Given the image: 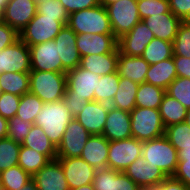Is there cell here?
<instances>
[{"mask_svg": "<svg viewBox=\"0 0 190 190\" xmlns=\"http://www.w3.org/2000/svg\"><path fill=\"white\" fill-rule=\"evenodd\" d=\"M76 46L80 56L112 53L118 47V39L114 35L77 34Z\"/></svg>", "mask_w": 190, "mask_h": 190, "instance_id": "obj_17", "label": "cell"}, {"mask_svg": "<svg viewBox=\"0 0 190 190\" xmlns=\"http://www.w3.org/2000/svg\"><path fill=\"white\" fill-rule=\"evenodd\" d=\"M119 74L118 71L101 76L97 85V92H94V101L111 104L114 95L118 90Z\"/></svg>", "mask_w": 190, "mask_h": 190, "instance_id": "obj_35", "label": "cell"}, {"mask_svg": "<svg viewBox=\"0 0 190 190\" xmlns=\"http://www.w3.org/2000/svg\"><path fill=\"white\" fill-rule=\"evenodd\" d=\"M123 172L139 187L142 185L160 183L167 178L159 167L146 164L142 156L132 162Z\"/></svg>", "mask_w": 190, "mask_h": 190, "instance_id": "obj_22", "label": "cell"}, {"mask_svg": "<svg viewBox=\"0 0 190 190\" xmlns=\"http://www.w3.org/2000/svg\"><path fill=\"white\" fill-rule=\"evenodd\" d=\"M176 67L173 57L159 63L149 65L146 74V83L167 90L169 84L176 78Z\"/></svg>", "mask_w": 190, "mask_h": 190, "instance_id": "obj_27", "label": "cell"}, {"mask_svg": "<svg viewBox=\"0 0 190 190\" xmlns=\"http://www.w3.org/2000/svg\"><path fill=\"white\" fill-rule=\"evenodd\" d=\"M185 122L190 126V108L187 109V114H186Z\"/></svg>", "mask_w": 190, "mask_h": 190, "instance_id": "obj_60", "label": "cell"}, {"mask_svg": "<svg viewBox=\"0 0 190 190\" xmlns=\"http://www.w3.org/2000/svg\"><path fill=\"white\" fill-rule=\"evenodd\" d=\"M172 177L184 183L190 189V160H178Z\"/></svg>", "mask_w": 190, "mask_h": 190, "instance_id": "obj_49", "label": "cell"}, {"mask_svg": "<svg viewBox=\"0 0 190 190\" xmlns=\"http://www.w3.org/2000/svg\"><path fill=\"white\" fill-rule=\"evenodd\" d=\"M8 120L0 115V139L7 137Z\"/></svg>", "mask_w": 190, "mask_h": 190, "instance_id": "obj_54", "label": "cell"}, {"mask_svg": "<svg viewBox=\"0 0 190 190\" xmlns=\"http://www.w3.org/2000/svg\"><path fill=\"white\" fill-rule=\"evenodd\" d=\"M73 118L61 99L51 103H44L36 116L34 124L40 126L49 137V140L58 147L66 127Z\"/></svg>", "mask_w": 190, "mask_h": 190, "instance_id": "obj_1", "label": "cell"}, {"mask_svg": "<svg viewBox=\"0 0 190 190\" xmlns=\"http://www.w3.org/2000/svg\"><path fill=\"white\" fill-rule=\"evenodd\" d=\"M7 2H8V0H0V9L2 11H4Z\"/></svg>", "mask_w": 190, "mask_h": 190, "instance_id": "obj_59", "label": "cell"}, {"mask_svg": "<svg viewBox=\"0 0 190 190\" xmlns=\"http://www.w3.org/2000/svg\"><path fill=\"white\" fill-rule=\"evenodd\" d=\"M139 84L125 77H119V85L110 106L131 112L135 107L136 93Z\"/></svg>", "mask_w": 190, "mask_h": 190, "instance_id": "obj_28", "label": "cell"}, {"mask_svg": "<svg viewBox=\"0 0 190 190\" xmlns=\"http://www.w3.org/2000/svg\"><path fill=\"white\" fill-rule=\"evenodd\" d=\"M66 11L71 14L76 11L93 8L100 4L99 0H59Z\"/></svg>", "mask_w": 190, "mask_h": 190, "instance_id": "obj_47", "label": "cell"}, {"mask_svg": "<svg viewBox=\"0 0 190 190\" xmlns=\"http://www.w3.org/2000/svg\"><path fill=\"white\" fill-rule=\"evenodd\" d=\"M49 161L50 159L46 155L21 145L18 165L30 176L35 175Z\"/></svg>", "mask_w": 190, "mask_h": 190, "instance_id": "obj_34", "label": "cell"}, {"mask_svg": "<svg viewBox=\"0 0 190 190\" xmlns=\"http://www.w3.org/2000/svg\"><path fill=\"white\" fill-rule=\"evenodd\" d=\"M178 160H190V145L181 146L178 152Z\"/></svg>", "mask_w": 190, "mask_h": 190, "instance_id": "obj_53", "label": "cell"}, {"mask_svg": "<svg viewBox=\"0 0 190 190\" xmlns=\"http://www.w3.org/2000/svg\"><path fill=\"white\" fill-rule=\"evenodd\" d=\"M161 190H190L184 183L170 176L161 182Z\"/></svg>", "mask_w": 190, "mask_h": 190, "instance_id": "obj_52", "label": "cell"}, {"mask_svg": "<svg viewBox=\"0 0 190 190\" xmlns=\"http://www.w3.org/2000/svg\"><path fill=\"white\" fill-rule=\"evenodd\" d=\"M37 13L44 17L55 18L56 21L69 19V13L59 0H38Z\"/></svg>", "mask_w": 190, "mask_h": 190, "instance_id": "obj_41", "label": "cell"}, {"mask_svg": "<svg viewBox=\"0 0 190 190\" xmlns=\"http://www.w3.org/2000/svg\"><path fill=\"white\" fill-rule=\"evenodd\" d=\"M166 93L177 99L187 109L190 108V78L176 77L169 84Z\"/></svg>", "mask_w": 190, "mask_h": 190, "instance_id": "obj_42", "label": "cell"}, {"mask_svg": "<svg viewBox=\"0 0 190 190\" xmlns=\"http://www.w3.org/2000/svg\"><path fill=\"white\" fill-rule=\"evenodd\" d=\"M3 22V11L0 9V23Z\"/></svg>", "mask_w": 190, "mask_h": 190, "instance_id": "obj_61", "label": "cell"}, {"mask_svg": "<svg viewBox=\"0 0 190 190\" xmlns=\"http://www.w3.org/2000/svg\"><path fill=\"white\" fill-rule=\"evenodd\" d=\"M143 142L134 137L109 141L107 168L123 172L132 162L142 156Z\"/></svg>", "mask_w": 190, "mask_h": 190, "instance_id": "obj_8", "label": "cell"}, {"mask_svg": "<svg viewBox=\"0 0 190 190\" xmlns=\"http://www.w3.org/2000/svg\"><path fill=\"white\" fill-rule=\"evenodd\" d=\"M170 11L181 21H190V0H168Z\"/></svg>", "mask_w": 190, "mask_h": 190, "instance_id": "obj_46", "label": "cell"}, {"mask_svg": "<svg viewBox=\"0 0 190 190\" xmlns=\"http://www.w3.org/2000/svg\"><path fill=\"white\" fill-rule=\"evenodd\" d=\"M109 104L89 101L85 108L74 118L91 134L102 135L106 118L109 112Z\"/></svg>", "mask_w": 190, "mask_h": 190, "instance_id": "obj_18", "label": "cell"}, {"mask_svg": "<svg viewBox=\"0 0 190 190\" xmlns=\"http://www.w3.org/2000/svg\"><path fill=\"white\" fill-rule=\"evenodd\" d=\"M99 1L101 5L106 6L108 4H111L113 2L120 1V0H99Z\"/></svg>", "mask_w": 190, "mask_h": 190, "instance_id": "obj_58", "label": "cell"}, {"mask_svg": "<svg viewBox=\"0 0 190 190\" xmlns=\"http://www.w3.org/2000/svg\"><path fill=\"white\" fill-rule=\"evenodd\" d=\"M165 136L179 152L181 146L190 145V126L184 121L165 128Z\"/></svg>", "mask_w": 190, "mask_h": 190, "instance_id": "obj_39", "label": "cell"}, {"mask_svg": "<svg viewBox=\"0 0 190 190\" xmlns=\"http://www.w3.org/2000/svg\"><path fill=\"white\" fill-rule=\"evenodd\" d=\"M36 14V0H8L3 11V22L20 34Z\"/></svg>", "mask_w": 190, "mask_h": 190, "instance_id": "obj_13", "label": "cell"}, {"mask_svg": "<svg viewBox=\"0 0 190 190\" xmlns=\"http://www.w3.org/2000/svg\"><path fill=\"white\" fill-rule=\"evenodd\" d=\"M102 135L108 141H119L131 138L130 112L110 106Z\"/></svg>", "mask_w": 190, "mask_h": 190, "instance_id": "obj_20", "label": "cell"}, {"mask_svg": "<svg viewBox=\"0 0 190 190\" xmlns=\"http://www.w3.org/2000/svg\"><path fill=\"white\" fill-rule=\"evenodd\" d=\"M62 101L73 117L79 114L89 102L84 97H63Z\"/></svg>", "mask_w": 190, "mask_h": 190, "instance_id": "obj_50", "label": "cell"}, {"mask_svg": "<svg viewBox=\"0 0 190 190\" xmlns=\"http://www.w3.org/2000/svg\"><path fill=\"white\" fill-rule=\"evenodd\" d=\"M19 39V34L7 23H0V51Z\"/></svg>", "mask_w": 190, "mask_h": 190, "instance_id": "obj_48", "label": "cell"}, {"mask_svg": "<svg viewBox=\"0 0 190 190\" xmlns=\"http://www.w3.org/2000/svg\"><path fill=\"white\" fill-rule=\"evenodd\" d=\"M32 179L38 190H70L58 159L50 160Z\"/></svg>", "mask_w": 190, "mask_h": 190, "instance_id": "obj_19", "label": "cell"}, {"mask_svg": "<svg viewBox=\"0 0 190 190\" xmlns=\"http://www.w3.org/2000/svg\"><path fill=\"white\" fill-rule=\"evenodd\" d=\"M32 179L19 165L0 173V187L4 190H19Z\"/></svg>", "mask_w": 190, "mask_h": 190, "instance_id": "obj_37", "label": "cell"}, {"mask_svg": "<svg viewBox=\"0 0 190 190\" xmlns=\"http://www.w3.org/2000/svg\"><path fill=\"white\" fill-rule=\"evenodd\" d=\"M142 157L146 164L159 167L167 177L173 176L178 163V151L165 135L143 141Z\"/></svg>", "mask_w": 190, "mask_h": 190, "instance_id": "obj_4", "label": "cell"}, {"mask_svg": "<svg viewBox=\"0 0 190 190\" xmlns=\"http://www.w3.org/2000/svg\"><path fill=\"white\" fill-rule=\"evenodd\" d=\"M30 71L29 47L20 38L0 51V74L8 72L29 73Z\"/></svg>", "mask_w": 190, "mask_h": 190, "instance_id": "obj_10", "label": "cell"}, {"mask_svg": "<svg viewBox=\"0 0 190 190\" xmlns=\"http://www.w3.org/2000/svg\"><path fill=\"white\" fill-rule=\"evenodd\" d=\"M32 125L33 123H29L27 121L21 120L20 117L14 116L8 120L7 137L19 144H22Z\"/></svg>", "mask_w": 190, "mask_h": 190, "instance_id": "obj_44", "label": "cell"}, {"mask_svg": "<svg viewBox=\"0 0 190 190\" xmlns=\"http://www.w3.org/2000/svg\"><path fill=\"white\" fill-rule=\"evenodd\" d=\"M113 35L118 39L141 21L137 0H120L105 6Z\"/></svg>", "mask_w": 190, "mask_h": 190, "instance_id": "obj_6", "label": "cell"}, {"mask_svg": "<svg viewBox=\"0 0 190 190\" xmlns=\"http://www.w3.org/2000/svg\"><path fill=\"white\" fill-rule=\"evenodd\" d=\"M21 144L11 138L0 139V173L18 165Z\"/></svg>", "mask_w": 190, "mask_h": 190, "instance_id": "obj_38", "label": "cell"}, {"mask_svg": "<svg viewBox=\"0 0 190 190\" xmlns=\"http://www.w3.org/2000/svg\"><path fill=\"white\" fill-rule=\"evenodd\" d=\"M95 190H139V186L124 172L110 168L97 170L93 179Z\"/></svg>", "mask_w": 190, "mask_h": 190, "instance_id": "obj_21", "label": "cell"}, {"mask_svg": "<svg viewBox=\"0 0 190 190\" xmlns=\"http://www.w3.org/2000/svg\"><path fill=\"white\" fill-rule=\"evenodd\" d=\"M141 20L170 11L168 0H137Z\"/></svg>", "mask_w": 190, "mask_h": 190, "instance_id": "obj_43", "label": "cell"}, {"mask_svg": "<svg viewBox=\"0 0 190 190\" xmlns=\"http://www.w3.org/2000/svg\"><path fill=\"white\" fill-rule=\"evenodd\" d=\"M31 70L62 73V61L55 41L29 46Z\"/></svg>", "mask_w": 190, "mask_h": 190, "instance_id": "obj_12", "label": "cell"}, {"mask_svg": "<svg viewBox=\"0 0 190 190\" xmlns=\"http://www.w3.org/2000/svg\"><path fill=\"white\" fill-rule=\"evenodd\" d=\"M0 87L2 92L17 96L29 93V73H1Z\"/></svg>", "mask_w": 190, "mask_h": 190, "instance_id": "obj_32", "label": "cell"}, {"mask_svg": "<svg viewBox=\"0 0 190 190\" xmlns=\"http://www.w3.org/2000/svg\"><path fill=\"white\" fill-rule=\"evenodd\" d=\"M149 64L141 56H126L119 52L117 71L119 77L128 78L138 84L146 82Z\"/></svg>", "mask_w": 190, "mask_h": 190, "instance_id": "obj_26", "label": "cell"}, {"mask_svg": "<svg viewBox=\"0 0 190 190\" xmlns=\"http://www.w3.org/2000/svg\"><path fill=\"white\" fill-rule=\"evenodd\" d=\"M67 25L76 34L113 35L106 7L101 4L69 14Z\"/></svg>", "mask_w": 190, "mask_h": 190, "instance_id": "obj_3", "label": "cell"}, {"mask_svg": "<svg viewBox=\"0 0 190 190\" xmlns=\"http://www.w3.org/2000/svg\"><path fill=\"white\" fill-rule=\"evenodd\" d=\"M131 134L139 141L152 140L165 135L159 109L135 107L130 112Z\"/></svg>", "mask_w": 190, "mask_h": 190, "instance_id": "obj_5", "label": "cell"}, {"mask_svg": "<svg viewBox=\"0 0 190 190\" xmlns=\"http://www.w3.org/2000/svg\"><path fill=\"white\" fill-rule=\"evenodd\" d=\"M68 21H56L55 18L36 14L19 34V38L29 47L54 40Z\"/></svg>", "mask_w": 190, "mask_h": 190, "instance_id": "obj_7", "label": "cell"}, {"mask_svg": "<svg viewBox=\"0 0 190 190\" xmlns=\"http://www.w3.org/2000/svg\"><path fill=\"white\" fill-rule=\"evenodd\" d=\"M66 88V73L39 70L29 72V92L38 96L44 103L61 100Z\"/></svg>", "mask_w": 190, "mask_h": 190, "instance_id": "obj_2", "label": "cell"}, {"mask_svg": "<svg viewBox=\"0 0 190 190\" xmlns=\"http://www.w3.org/2000/svg\"><path fill=\"white\" fill-rule=\"evenodd\" d=\"M146 26L153 32L155 38L173 43L182 22L171 11L143 19Z\"/></svg>", "mask_w": 190, "mask_h": 190, "instance_id": "obj_23", "label": "cell"}, {"mask_svg": "<svg viewBox=\"0 0 190 190\" xmlns=\"http://www.w3.org/2000/svg\"><path fill=\"white\" fill-rule=\"evenodd\" d=\"M57 159L62 165L69 189L79 188L93 182L97 170L81 157Z\"/></svg>", "mask_w": 190, "mask_h": 190, "instance_id": "obj_15", "label": "cell"}, {"mask_svg": "<svg viewBox=\"0 0 190 190\" xmlns=\"http://www.w3.org/2000/svg\"><path fill=\"white\" fill-rule=\"evenodd\" d=\"M21 96L2 92L0 95V115L9 120L16 116Z\"/></svg>", "mask_w": 190, "mask_h": 190, "instance_id": "obj_45", "label": "cell"}, {"mask_svg": "<svg viewBox=\"0 0 190 190\" xmlns=\"http://www.w3.org/2000/svg\"><path fill=\"white\" fill-rule=\"evenodd\" d=\"M139 190H161V182L140 186Z\"/></svg>", "mask_w": 190, "mask_h": 190, "instance_id": "obj_55", "label": "cell"}, {"mask_svg": "<svg viewBox=\"0 0 190 190\" xmlns=\"http://www.w3.org/2000/svg\"><path fill=\"white\" fill-rule=\"evenodd\" d=\"M178 77L190 78V59L183 56H173Z\"/></svg>", "mask_w": 190, "mask_h": 190, "instance_id": "obj_51", "label": "cell"}, {"mask_svg": "<svg viewBox=\"0 0 190 190\" xmlns=\"http://www.w3.org/2000/svg\"><path fill=\"white\" fill-rule=\"evenodd\" d=\"M118 56L117 47L112 53L83 56L79 66L99 76L108 75L117 71Z\"/></svg>", "mask_w": 190, "mask_h": 190, "instance_id": "obj_25", "label": "cell"}, {"mask_svg": "<svg viewBox=\"0 0 190 190\" xmlns=\"http://www.w3.org/2000/svg\"><path fill=\"white\" fill-rule=\"evenodd\" d=\"M44 102L32 93L23 94L17 109L16 116L29 123H35L38 112L42 109Z\"/></svg>", "mask_w": 190, "mask_h": 190, "instance_id": "obj_36", "label": "cell"}, {"mask_svg": "<svg viewBox=\"0 0 190 190\" xmlns=\"http://www.w3.org/2000/svg\"><path fill=\"white\" fill-rule=\"evenodd\" d=\"M91 134L73 118L65 129L61 143L57 147V158L80 157Z\"/></svg>", "mask_w": 190, "mask_h": 190, "instance_id": "obj_11", "label": "cell"}, {"mask_svg": "<svg viewBox=\"0 0 190 190\" xmlns=\"http://www.w3.org/2000/svg\"><path fill=\"white\" fill-rule=\"evenodd\" d=\"M66 78L67 88L64 97H84L88 101H94V92H97L101 76L78 66L69 70Z\"/></svg>", "mask_w": 190, "mask_h": 190, "instance_id": "obj_9", "label": "cell"}, {"mask_svg": "<svg viewBox=\"0 0 190 190\" xmlns=\"http://www.w3.org/2000/svg\"><path fill=\"white\" fill-rule=\"evenodd\" d=\"M76 37L77 34L65 25L54 39L62 61V73L80 65L81 56L76 46Z\"/></svg>", "mask_w": 190, "mask_h": 190, "instance_id": "obj_16", "label": "cell"}, {"mask_svg": "<svg viewBox=\"0 0 190 190\" xmlns=\"http://www.w3.org/2000/svg\"><path fill=\"white\" fill-rule=\"evenodd\" d=\"M159 113L166 128L173 124L184 122L187 114V108L177 99L165 93L159 106Z\"/></svg>", "mask_w": 190, "mask_h": 190, "instance_id": "obj_30", "label": "cell"}, {"mask_svg": "<svg viewBox=\"0 0 190 190\" xmlns=\"http://www.w3.org/2000/svg\"><path fill=\"white\" fill-rule=\"evenodd\" d=\"M153 32L143 20L139 21L131 31L118 38V49L126 56H141L146 46L154 39Z\"/></svg>", "mask_w": 190, "mask_h": 190, "instance_id": "obj_14", "label": "cell"}, {"mask_svg": "<svg viewBox=\"0 0 190 190\" xmlns=\"http://www.w3.org/2000/svg\"><path fill=\"white\" fill-rule=\"evenodd\" d=\"M141 57L149 64L153 65L163 60L173 57V43L154 38L146 46Z\"/></svg>", "mask_w": 190, "mask_h": 190, "instance_id": "obj_33", "label": "cell"}, {"mask_svg": "<svg viewBox=\"0 0 190 190\" xmlns=\"http://www.w3.org/2000/svg\"><path fill=\"white\" fill-rule=\"evenodd\" d=\"M109 141L103 135H91L80 157L96 170L106 169Z\"/></svg>", "mask_w": 190, "mask_h": 190, "instance_id": "obj_24", "label": "cell"}, {"mask_svg": "<svg viewBox=\"0 0 190 190\" xmlns=\"http://www.w3.org/2000/svg\"><path fill=\"white\" fill-rule=\"evenodd\" d=\"M19 190H38V189L35 181L31 179Z\"/></svg>", "mask_w": 190, "mask_h": 190, "instance_id": "obj_56", "label": "cell"}, {"mask_svg": "<svg viewBox=\"0 0 190 190\" xmlns=\"http://www.w3.org/2000/svg\"><path fill=\"white\" fill-rule=\"evenodd\" d=\"M166 90L149 83H140L135 103L137 107L159 109Z\"/></svg>", "mask_w": 190, "mask_h": 190, "instance_id": "obj_31", "label": "cell"}, {"mask_svg": "<svg viewBox=\"0 0 190 190\" xmlns=\"http://www.w3.org/2000/svg\"><path fill=\"white\" fill-rule=\"evenodd\" d=\"M21 145L46 155L50 160L57 159V147L38 125H32Z\"/></svg>", "mask_w": 190, "mask_h": 190, "instance_id": "obj_29", "label": "cell"}, {"mask_svg": "<svg viewBox=\"0 0 190 190\" xmlns=\"http://www.w3.org/2000/svg\"><path fill=\"white\" fill-rule=\"evenodd\" d=\"M173 56L190 59V21H182L173 40Z\"/></svg>", "mask_w": 190, "mask_h": 190, "instance_id": "obj_40", "label": "cell"}, {"mask_svg": "<svg viewBox=\"0 0 190 190\" xmlns=\"http://www.w3.org/2000/svg\"><path fill=\"white\" fill-rule=\"evenodd\" d=\"M70 190H95V189L93 187V184L90 183V184H87V185L80 186L79 188L70 189Z\"/></svg>", "mask_w": 190, "mask_h": 190, "instance_id": "obj_57", "label": "cell"}]
</instances>
